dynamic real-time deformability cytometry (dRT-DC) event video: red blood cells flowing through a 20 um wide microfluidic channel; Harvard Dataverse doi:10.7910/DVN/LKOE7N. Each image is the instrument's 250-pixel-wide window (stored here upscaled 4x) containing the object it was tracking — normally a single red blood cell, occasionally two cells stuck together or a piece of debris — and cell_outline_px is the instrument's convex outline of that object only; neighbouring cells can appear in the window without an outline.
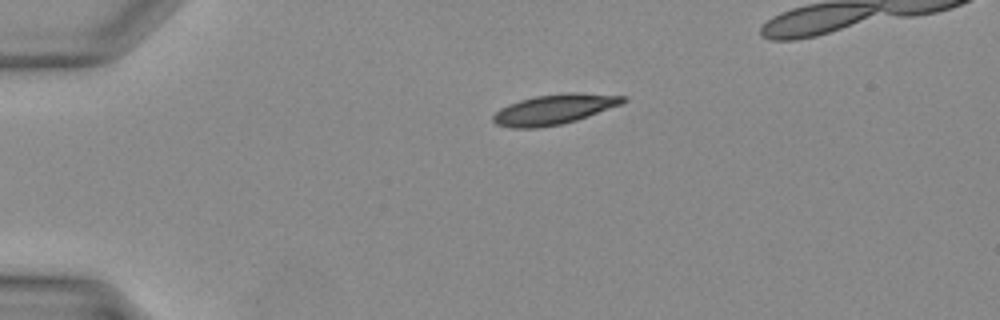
{"species": "Egyptian fruit bat (a non-hibernating species)", "species_latin": "Rousettus aegyptiacus", "temperature_condition": "warm", "stored_images_in_passage": 29, "camera_frame_rate_fps": 3000, "um_per_image_px": 0.085, "animal": {"sex": "female"}, "frame": {"image": 1, "passage_image": 1, "time_ms": 0.0, "image_size_px": [1000, 320], "cell_outline_px": [[628, 100], [624, 104], [576, 120], [560, 124], [536, 128], [512, 128], [496, 124], [492, 120], [492, 116], [500, 108], [508, 104], [520, 100], [536, 96], [564, 92], [580, 92], [628, 96]], "centroid_in_image_um": [47.16, 9.28], "position_along_channel_um": 37.8, "area_um2": 23.0}}
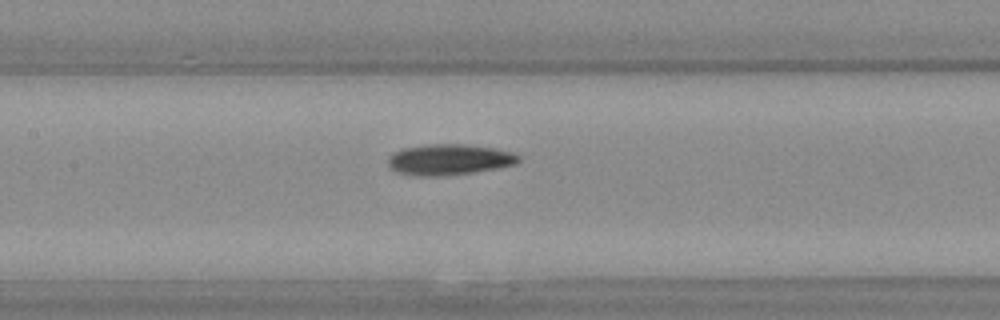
{"frame": {"image": 2, "passage_image": 11, "time_ms": 3.333, "image_size_px": [1000, 320], "cell_outline_px": [[520, 160], [516, 164], [496, 168], [448, 176], [416, 176], [396, 172], [388, 164], [388, 156], [392, 152], [404, 148], [428, 144], [464, 144], [496, 148], [512, 152], [520, 156]], "centroid_in_image_um": [38.17, 13.56], "position_along_channel_um": 169.2, "area_um2": 23.64}}
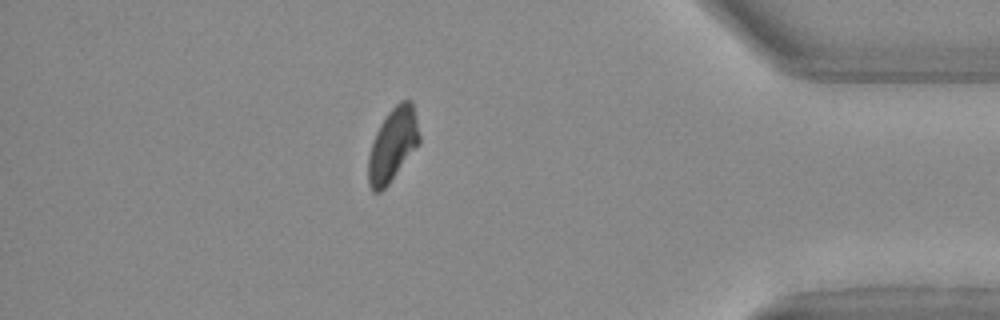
{"frame": {"image": 3, "passage_image": 26, "time_ms": 8.333, "image_size_px": [1000, 320], "cell_outline_px": [[420, 144], [388, 184], [380, 192], [372, 192], [368, 184], [368, 156], [372, 140], [380, 124], [388, 112], [400, 100], [412, 100], [420, 136]], "centroid_in_image_um": [33.38, 12.31], "position_along_channel_um": 401.8, "area_um2": 21.91}}